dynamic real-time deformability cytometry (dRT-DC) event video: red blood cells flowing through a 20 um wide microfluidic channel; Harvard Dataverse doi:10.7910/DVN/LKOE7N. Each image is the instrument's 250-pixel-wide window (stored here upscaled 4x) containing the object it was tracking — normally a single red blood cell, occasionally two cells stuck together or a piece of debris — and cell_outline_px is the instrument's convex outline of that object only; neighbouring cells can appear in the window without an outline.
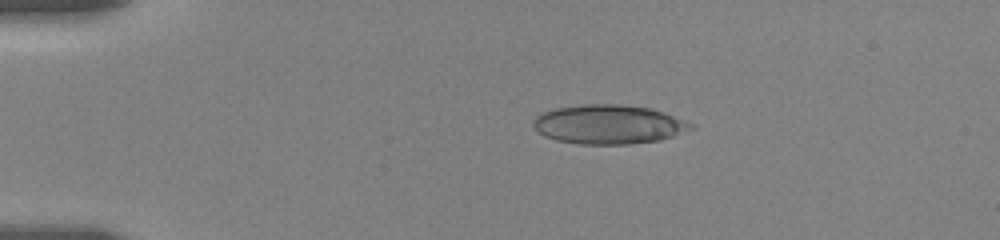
{"species": "human", "species_latin": "Homo sapiens", "temperature_condition": "room temperature", "stored_images_in_passage": 33, "camera_frame_rate_fps": 3000, "um_per_image_px": 0.085, "donor": {"sex": "female"}, "frame": {"image": 1, "passage_image": 4, "time_ms": 3.0, "image_size_px": [1000, 240], "cell_outline_px": [[696, 128], [660, 140], [628, 144], [580, 144], [556, 140], [544, 136], [532, 124], [532, 120], [536, 116], [552, 108], [584, 104], [616, 104], [652, 108], [664, 112], [696, 124]], "centroid_in_image_um": [51.76, 10.57], "position_along_channel_um": 33.2, "area_um2": 36.18}}
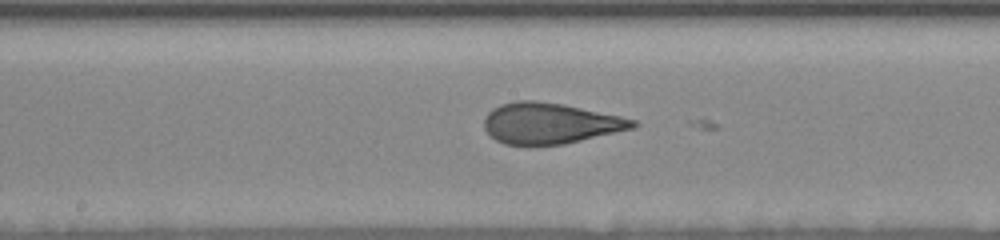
{"frame": {"image": 2, "passage_image": 20, "time_ms": 9.333, "image_size_px": [1000, 240], "cell_outline_px": [[640, 124], [632, 128], [564, 144], [504, 144], [496, 140], [484, 128], [484, 116], [492, 108], [500, 104], [516, 100], [536, 100], [564, 104], [620, 116], [636, 120]], "centroid_in_image_um": [46.73, 10.46], "position_along_channel_um": 201.5, "area_um2": 35.2}}
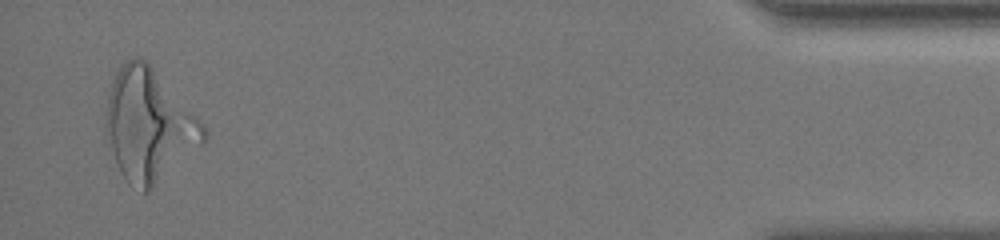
{"frame": {"image": 3, "passage_image": 33, "time_ms": 17.667, "image_size_px": [1000, 240], "cell_outline_px": [[208, 140], [148, 192], [144, 192], [128, 184], [124, 180], [120, 172], [104, 124], [108, 100], [112, 84], [116, 72], [128, 60], [136, 56], [144, 60], [152, 68], [204, 124], [208, 132]], "centroid_in_image_um": [12.68, 10.7], "position_along_channel_um": 422.5, "area_um2": 62.66}, "authors_computed_cell_mechanics": {"area_um2": 35.4892, "velocity_mm_per_s": 3.5243, "shape_relaxation_time_tau1_ms": 8.1601, "shape_relaxation_time_tau2_ms": 1.151, "deformation_change_tau1": 0.2532, "deformation_change_tau2": 0.0928}}